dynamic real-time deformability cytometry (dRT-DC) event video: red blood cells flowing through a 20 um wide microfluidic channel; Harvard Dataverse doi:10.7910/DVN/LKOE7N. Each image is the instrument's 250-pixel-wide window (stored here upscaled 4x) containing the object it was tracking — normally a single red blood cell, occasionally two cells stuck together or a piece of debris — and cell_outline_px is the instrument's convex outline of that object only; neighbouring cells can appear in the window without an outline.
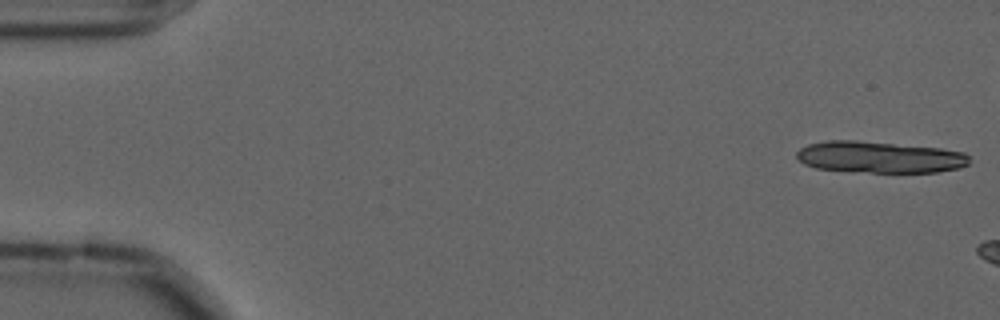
{"species": "common noctule bat (a hibernating species)", "species_latin": "Nyctalus noctula", "temperature_condition": "cold", "stored_images_in_passage": 8, "camera_frame_rate_fps": 3000, "um_per_image_px": 0.085, "animal": {"sex": "male", "forearm_length_mm": 52.5}, "frame": {"image": 1, "passage_image": 1, "time_ms": 0.0, "image_size_px": [1000, 320], "cell_outline_px": [[968, 164], [960, 168], [936, 172], [868, 172], [816, 168], [804, 164], [796, 156], [796, 152], [800, 148], [808, 144], [828, 140], [856, 140], [940, 148], [964, 152], [968, 156]], "centroid_in_image_um": [74.76, 13.35], "position_along_channel_um": 10.2, "area_um2": 31.62}}